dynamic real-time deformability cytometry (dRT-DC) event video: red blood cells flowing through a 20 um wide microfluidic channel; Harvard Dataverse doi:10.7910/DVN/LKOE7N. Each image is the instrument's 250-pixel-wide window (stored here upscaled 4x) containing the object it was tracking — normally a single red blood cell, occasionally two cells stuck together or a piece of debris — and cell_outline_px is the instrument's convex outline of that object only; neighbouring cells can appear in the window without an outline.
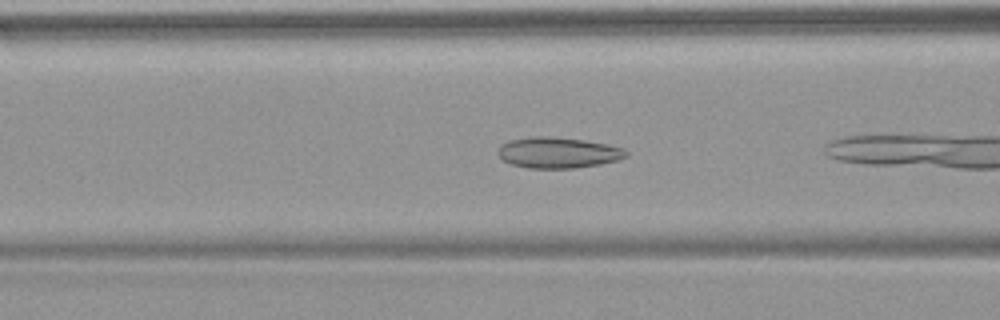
{"species": "common noctule bat (a hibernating species)", "species_latin": "Nyctalus noctula", "temperature_condition": "warm", "stored_images_in_passage": 8, "camera_frame_rate_fps": 3000, "um_per_image_px": 0.085, "animal": {"sex": "female", "body_mass_g": 18.4}, "frame": {"image": 1, "passage_image": 4, "time_ms": 1.0, "image_size_px": [1000, 320], "cell_outline_px": [[628, 156], [620, 160], [600, 164], [572, 168], [528, 168], [512, 164], [504, 160], [496, 152], [500, 144], [508, 140], [532, 136], [548, 136], [584, 140], [608, 144], [624, 148], [628, 152]], "centroid_in_image_um": [47.44, 12.96], "position_along_channel_um": 119.2, "area_um2": 23.24}}
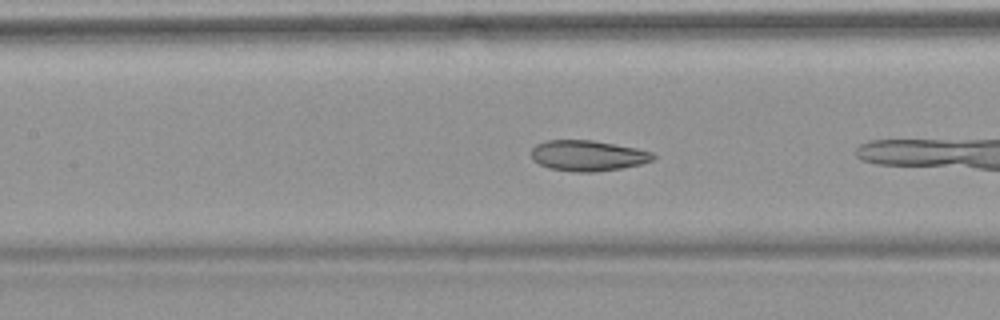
{"frame": {"image": 2, "passage_image": 7, "time_ms": 2.0, "image_size_px": [1000, 320], "cell_outline_px": [[656, 156], [652, 160], [640, 164], [620, 168], [596, 172], [572, 172], [548, 168], [532, 160], [532, 148], [536, 144], [544, 140], [592, 140], [636, 148], [652, 152]], "centroid_in_image_um": [49.93, 13.23], "position_along_channel_um": 157.5, "area_um2": 21.79}}